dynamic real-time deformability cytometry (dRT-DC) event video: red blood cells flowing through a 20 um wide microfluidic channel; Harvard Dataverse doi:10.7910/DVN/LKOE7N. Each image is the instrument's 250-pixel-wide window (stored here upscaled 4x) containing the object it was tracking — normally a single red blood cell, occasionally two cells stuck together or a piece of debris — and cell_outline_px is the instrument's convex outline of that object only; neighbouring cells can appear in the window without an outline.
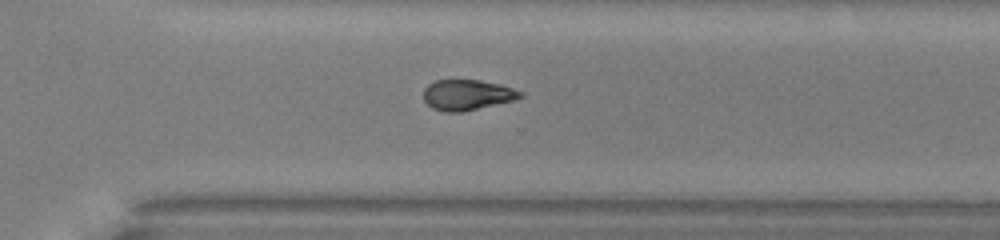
{"species": "common noctule bat (a hibernating species)", "species_latin": "Nyctalus noctula", "temperature_condition": "warm", "stored_images_in_passage": 38, "camera_frame_rate_fps": 3000, "um_per_image_px": 0.085, "animal": {"sex": "male", "body_mass_g": 13.0, "forearm_length_mm": 53.1}, "frame": {"image": 1, "passage_image": 33, "time_ms": 10.667, "image_size_px": [1000, 240], "cell_outline_px": [[524, 96], [516, 100], [460, 112], [444, 112], [432, 108], [424, 100], [424, 88], [428, 84], [436, 80], [480, 80], [500, 84], [524, 92]], "centroid_in_image_um": [39.73, 8.06], "position_along_channel_um": 330.9, "area_um2": 17.28}}